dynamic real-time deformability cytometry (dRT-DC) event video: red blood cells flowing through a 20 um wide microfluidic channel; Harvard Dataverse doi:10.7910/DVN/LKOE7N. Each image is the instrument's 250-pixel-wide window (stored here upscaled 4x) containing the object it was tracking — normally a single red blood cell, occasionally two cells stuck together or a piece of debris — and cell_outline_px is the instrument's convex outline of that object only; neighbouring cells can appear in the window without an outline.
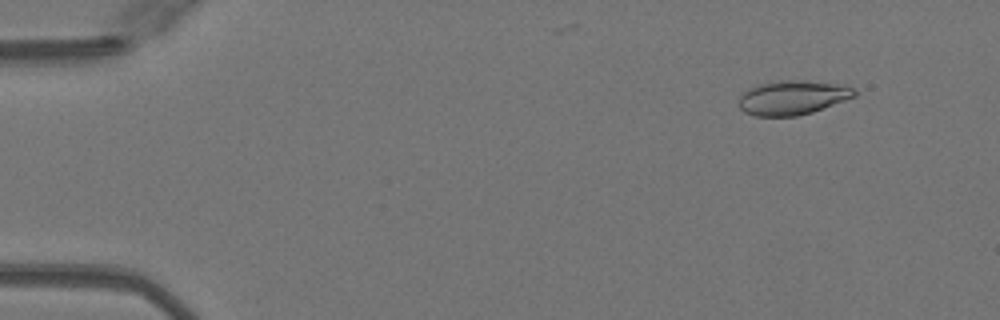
{"species": "Egyptian fruit bat (a non-hibernating species)", "species_latin": "Rousettus aegyptiacus", "temperature_condition": "warm", "stored_images_in_passage": 31, "camera_frame_rate_fps": 3000, "um_per_image_px": 0.085, "animal": {"sex": "female"}, "frame": {"image": 1, "passage_image": 5, "time_ms": 1.333, "image_size_px": [1000, 320], "cell_outline_px": [[856, 96], [812, 112], [796, 116], [756, 116], [744, 112], [740, 108], [740, 96], [748, 88], [760, 84], [780, 80], [808, 80], [836, 84], [852, 88], [856, 92]], "centroid_in_image_um": [67.35, 8.29], "position_along_channel_um": 17.7, "area_um2": 22.89}}
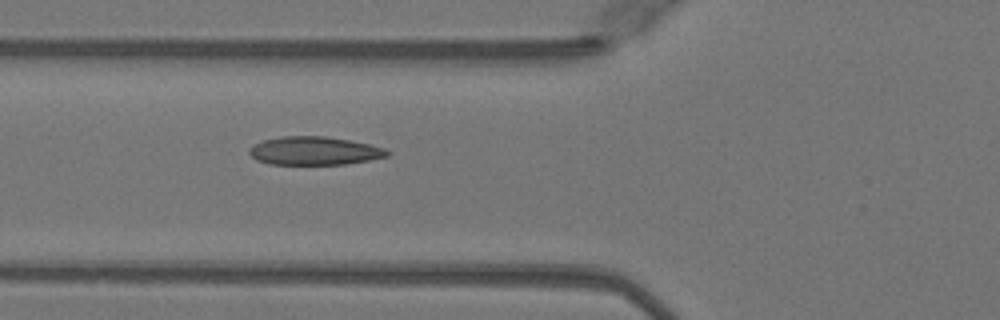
{"frame": {"image": 2, "passage_image": 19, "time_ms": 6.0, "image_size_px": [1000, 320], "cell_outline_px": [[392, 152], [388, 156], [368, 160], [344, 164], [268, 164], [256, 160], [248, 152], [248, 148], [264, 140], [280, 136], [324, 136], [348, 140], [368, 144], [384, 148]], "centroid_in_image_um": [26.7, 12.82], "position_along_channel_um": 99.1, "area_um2": 22.66}}
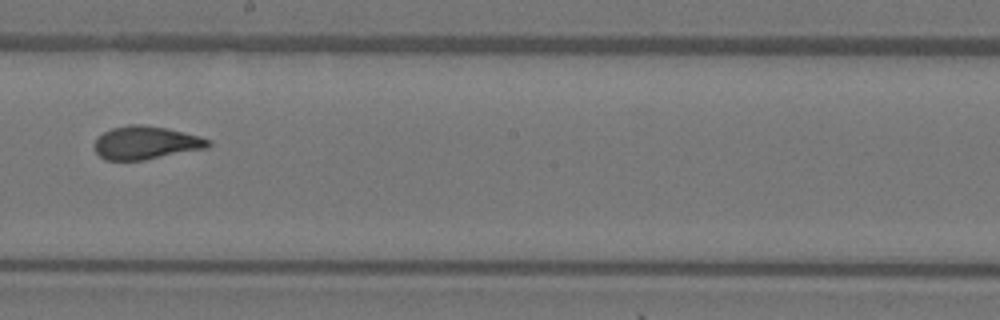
{"frame": {"image": 3, "passage_image": 29, "time_ms": 9.333, "image_size_px": [1000, 320], "cell_outline_px": [[212, 144], [208, 148], [144, 160], [104, 160], [92, 148], [92, 144], [104, 132], [112, 128], [128, 124], [140, 124], [168, 128], [200, 136], [212, 140]], "centroid_in_image_um": [12.41, 12.13], "position_along_channel_um": 235.8, "area_um2": 22.25}}